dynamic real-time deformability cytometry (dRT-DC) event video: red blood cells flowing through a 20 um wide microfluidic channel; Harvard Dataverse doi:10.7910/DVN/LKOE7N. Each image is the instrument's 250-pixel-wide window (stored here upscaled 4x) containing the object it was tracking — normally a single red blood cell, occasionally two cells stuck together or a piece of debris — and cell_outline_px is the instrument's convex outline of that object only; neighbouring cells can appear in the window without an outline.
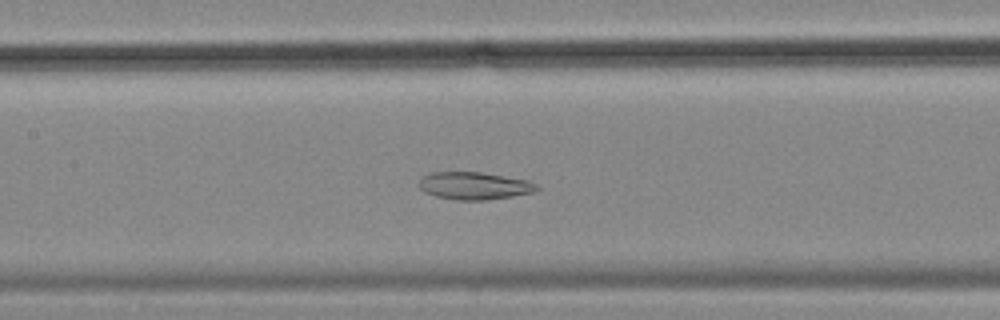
{"species": "common noctule bat (a hibernating species)", "species_latin": "Nyctalus noctula", "temperature_condition": "cold", "stored_images_in_passage": 53, "camera_frame_rate_fps": 3000, "um_per_image_px": 0.085, "animal": {"sex": "female", "body_mass_g": 18.4}, "frame": {"image": 1, "passage_image": 23, "time_ms": 7.333, "image_size_px": [1000, 320], "cell_outline_px": [[540, 188], [536, 192], [488, 200], [460, 200], [436, 196], [424, 192], [420, 188], [420, 180], [424, 176], [432, 172], [480, 172], [532, 180]], "centroid_in_image_um": [40.39, 15.79], "position_along_channel_um": 167.0, "area_um2": 18.96}}
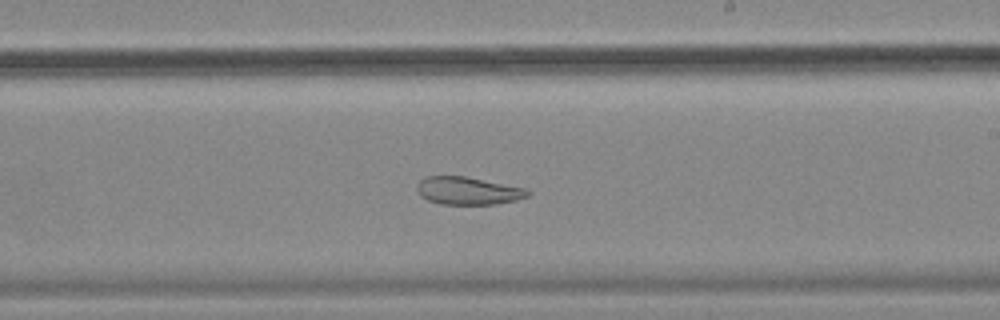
{"frame": {"image": 2, "passage_image": 30, "time_ms": 9.667, "image_size_px": [1000, 320], "cell_outline_px": [[532, 192], [528, 196], [516, 200], [496, 204], [440, 204], [428, 200], [420, 196], [416, 188], [416, 184], [420, 180], [428, 176], [464, 176], [524, 188]], "centroid_in_image_um": [39.75, 16.22], "position_along_channel_um": 249.3, "area_um2": 17.8}}
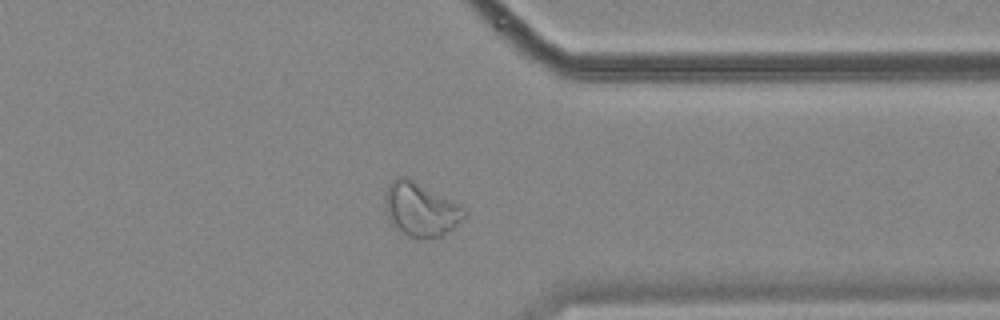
{"frame": {"image": 3, "passage_image": 41, "time_ms": 13.333, "image_size_px": [1000, 320], "cell_outline_px": [[468, 212], [452, 228], [440, 236], [420, 240], [408, 236], [400, 232], [392, 224], [384, 208], [384, 196], [388, 184], [396, 176], [408, 176], [464, 204], [468, 208]], "centroid_in_image_um": [35.77, 17.75], "position_along_channel_um": 375.6, "area_um2": 25.78}, "authors_computed_cell_mechanics": {"area_um2": 26.4146, "velocity_mm_per_s": 3.5505, "shape_relaxation_time_tau1_ms": null, "shape_relaxation_time_tau2_ms": 3.1743, "deformation_change_tau1": null, "deformation_change_tau2": 0.1011}}